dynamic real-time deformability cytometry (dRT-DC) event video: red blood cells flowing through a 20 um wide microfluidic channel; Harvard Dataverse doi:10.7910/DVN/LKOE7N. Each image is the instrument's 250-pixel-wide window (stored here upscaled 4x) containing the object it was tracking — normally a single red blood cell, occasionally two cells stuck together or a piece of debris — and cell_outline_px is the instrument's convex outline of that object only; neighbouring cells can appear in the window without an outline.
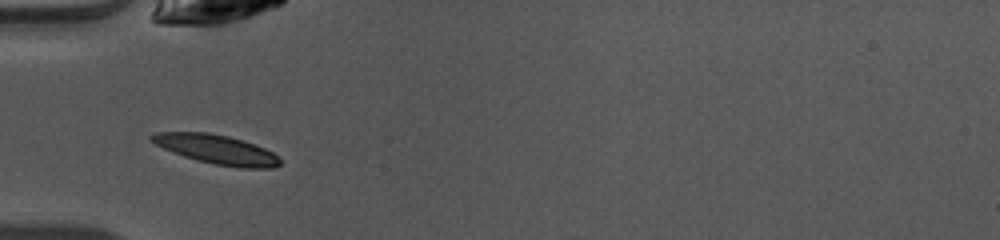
{"species": "common noctule bat (a hibernating species)", "species_latin": "Nyctalus noctula", "temperature_condition": "warm", "stored_images_in_passage": 36, "camera_frame_rate_fps": 3000, "um_per_image_px": 0.085, "animal": {"sex": "female", "body_mass_g": 10.0, "forearm_length_mm": 53.1}, "frame": {"image": 1, "passage_image": 3, "time_ms": 0.667, "image_size_px": [1000, 240], "cell_outline_px": [[280, 164], [272, 168], [240, 168], [216, 164], [196, 160], [172, 152], [148, 140], [148, 136], [156, 132], [208, 132], [228, 136], [264, 148], [272, 152], [280, 160]], "centroid_in_image_um": [18.36, 12.69], "position_along_channel_um": 66.6, "area_um2": 21.68}}
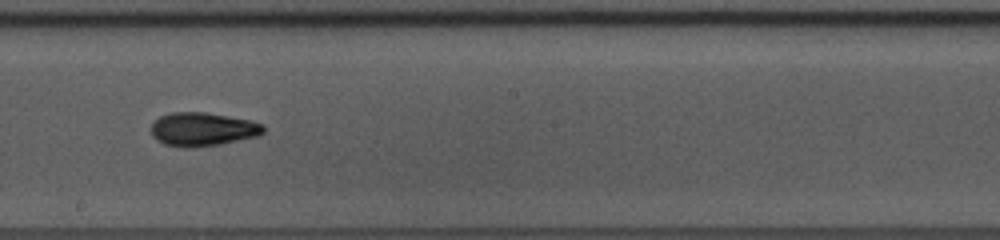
{"frame": {"image": 2, "passage_image": 15, "time_ms": 4.667, "image_size_px": [1000, 240], "cell_outline_px": [[264, 132], [256, 136], [220, 144], [184, 148], [164, 144], [156, 140], [152, 136], [152, 124], [160, 116], [172, 112], [204, 112], [252, 120], [264, 124]], "centroid_in_image_um": [17.22, 10.98], "position_along_channel_um": 231.0, "area_um2": 21.91}}
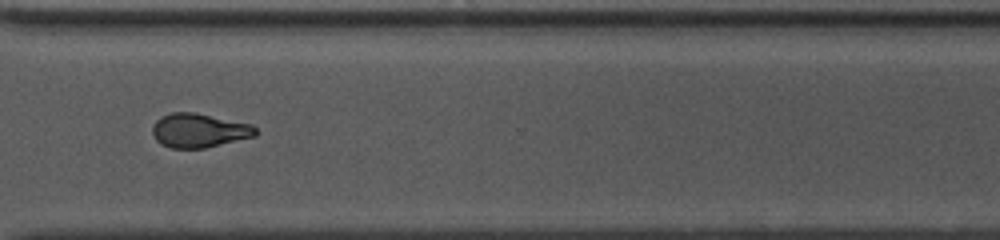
{"frame": {"image": 3, "passage_image": 24, "time_ms": 7.667, "image_size_px": [1000, 240], "cell_outline_px": [[260, 132], [256, 136], [204, 148], [172, 148], [160, 144], [156, 140], [152, 132], [152, 128], [156, 120], [160, 116], [172, 112], [192, 112], [252, 124]], "centroid_in_image_um": [16.92, 11.09], "position_along_channel_um": 353.7, "area_um2": 20.52}, "authors_computed_cell_mechanics": {"area_um2": 20.5479, "velocity_mm_per_s": 4.1022, "shape_relaxation_time_tau1_ms": 4.156, "shape_relaxation_time_tau2_ms": 3.6953, "deformation_change_tau1": 0.1556, "deformation_change_tau2": 0.1092}}